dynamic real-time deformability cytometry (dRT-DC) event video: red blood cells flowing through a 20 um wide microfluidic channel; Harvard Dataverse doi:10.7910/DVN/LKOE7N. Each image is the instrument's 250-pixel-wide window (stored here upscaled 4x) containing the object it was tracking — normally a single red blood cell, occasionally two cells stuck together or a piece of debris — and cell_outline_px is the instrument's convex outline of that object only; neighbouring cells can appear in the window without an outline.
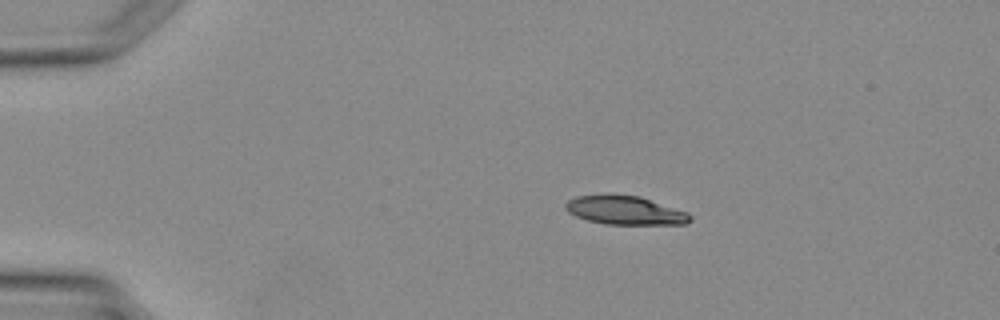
{"species": "Egyptian fruit bat (a non-hibernating species)", "species_latin": "Rousettus aegyptiacus", "temperature_condition": "warm", "stored_images_in_passage": 3, "segment_of_instrument_passage": [1, 2], "camera_frame_rate_fps": 3000, "um_per_image_px": 0.085, "animal": {"sex": "female"}, "frame": {"image": 1, "passage_image": 1, "time_ms": 0.0, "image_size_px": [1000, 320], "cell_outline_px": [[692, 220], [688, 224], [604, 224], [588, 220], [576, 216], [568, 212], [564, 208], [564, 204], [568, 200], [576, 196], [640, 196], [688, 212], [692, 216]], "centroid_in_image_um": [53.17, 17.9], "position_along_channel_um": 31.8, "area_um2": 20.52}}